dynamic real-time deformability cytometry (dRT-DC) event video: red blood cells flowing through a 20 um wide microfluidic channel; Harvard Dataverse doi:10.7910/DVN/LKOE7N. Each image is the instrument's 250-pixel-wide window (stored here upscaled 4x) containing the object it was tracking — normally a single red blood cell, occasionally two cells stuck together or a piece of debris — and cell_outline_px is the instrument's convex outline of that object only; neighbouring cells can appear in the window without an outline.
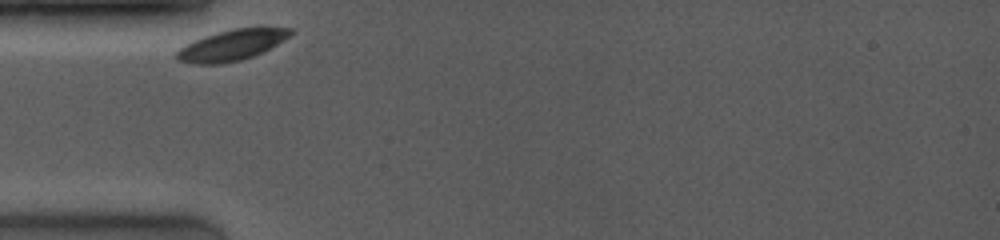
{"species": "common noctule bat (a hibernating species)", "species_latin": "Nyctalus noctula", "temperature_condition": "room temperature", "stored_images_in_passage": 28, "camera_frame_rate_fps": 4000, "um_per_image_px": 0.085, "animal": {"sex": "female", "body_mass_g": 19.0, "forearm_length_mm": 53.3}, "frame": {"image": 1, "passage_image": 1, "time_ms": 0.0, "image_size_px": [1000, 240], "cell_outline_px": [[292, 32], [288, 36], [276, 44], [252, 56], [240, 60], [220, 64], [196, 64], [176, 60], [176, 52], [180, 48], [204, 36], [216, 32], [232, 28], [292, 28]], "centroid_in_image_um": [19.63, 3.84], "position_along_channel_um": 65.4, "area_um2": 19.88}}
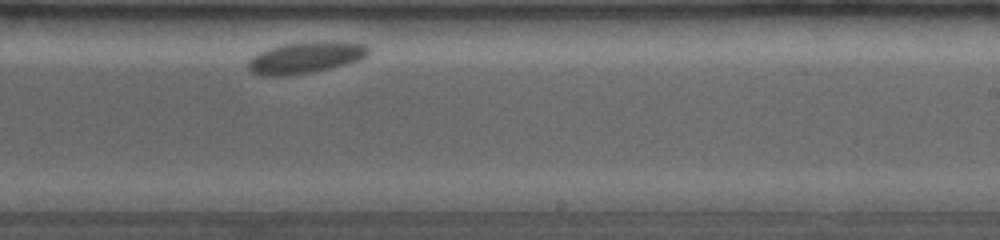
{"frame": {"image": 2, "passage_image": 18, "time_ms": 5.75, "image_size_px": [1000, 240], "cell_outline_px": [[368, 52], [360, 60], [332, 68], [312, 72], [288, 76], [260, 76], [252, 72], [248, 68], [248, 60], [252, 56], [260, 52], [284, 44], [324, 40], [332, 40], [364, 44], [368, 48]], "centroid_in_image_um": [25.96, 4.9], "position_along_channel_um": 263.0, "area_um2": 22.2}}
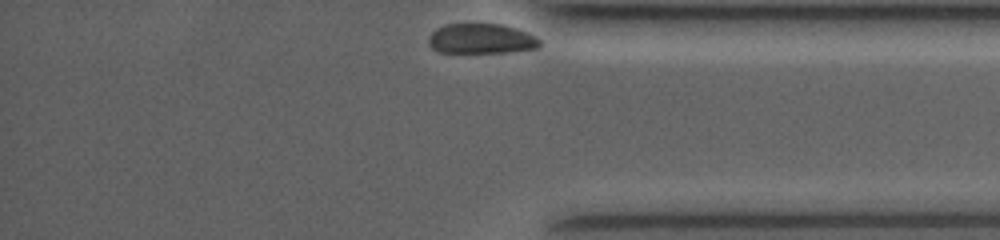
{"frame": {"image": 3, "passage_image": 28, "time_ms": 9.5, "image_size_px": [1000, 240], "cell_outline_px": [[540, 44], [536, 48], [504, 52], [436, 52], [428, 44], [428, 36], [436, 28], [448, 24], [504, 24], [528, 32], [536, 36], [540, 40]], "centroid_in_image_um": [40.88, 3.28], "position_along_channel_um": 394.3, "area_um2": 19.48}}